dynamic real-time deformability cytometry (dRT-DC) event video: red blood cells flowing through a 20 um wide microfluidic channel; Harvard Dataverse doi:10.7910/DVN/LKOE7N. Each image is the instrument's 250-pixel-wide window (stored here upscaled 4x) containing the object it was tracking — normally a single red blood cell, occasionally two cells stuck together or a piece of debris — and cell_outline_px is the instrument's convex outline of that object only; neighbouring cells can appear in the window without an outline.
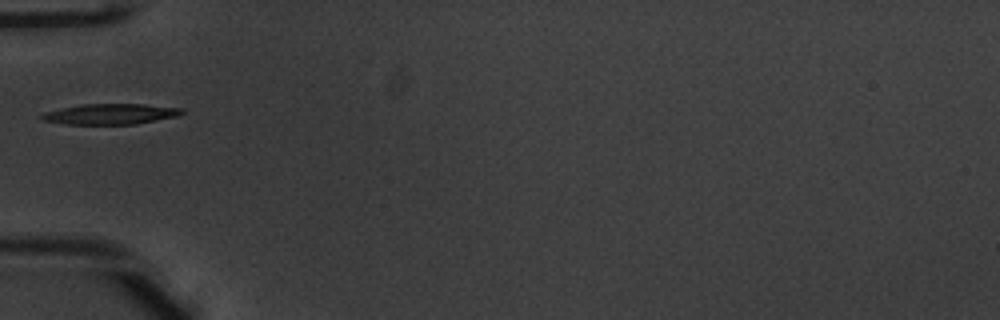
{"species": "common noctule bat (a hibernating species)", "species_latin": "Nyctalus noctula", "temperature_condition": "warm", "stored_images_in_passage": 28, "camera_frame_rate_fps": 3000, "um_per_image_px": 0.085, "animal": {"sex": "male", "body_mass_g": 20.1, "forearm_length_mm": 53.5}, "frame": {"image": 1, "passage_image": 1, "time_ms": 0.0, "image_size_px": [1000, 320], "cell_outline_px": [[184, 112], [176, 116], [136, 124], [64, 124], [44, 120], [40, 116], [44, 112], [60, 108], [84, 104], [144, 104], [184, 108]], "centroid_in_image_um": [9.4, 9.69], "position_along_channel_um": 75.6, "area_um2": 16.7}}
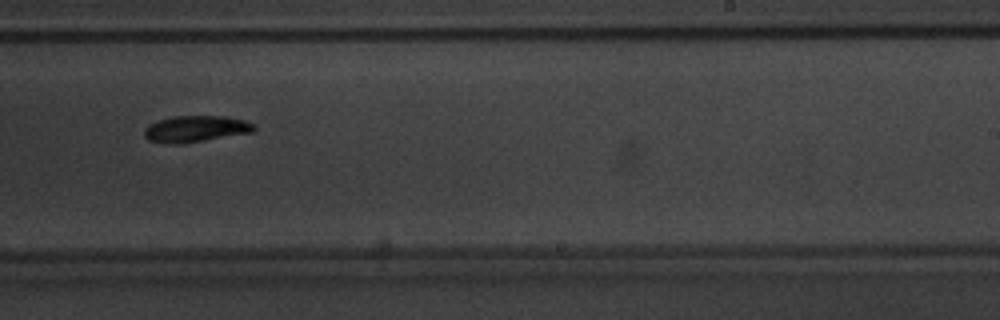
{"frame": {"image": 2, "passage_image": 16, "time_ms": 5.0, "image_size_px": [1000, 320], "cell_outline_px": [[256, 128], [252, 132], [180, 144], [172, 144], [148, 140], [144, 136], [144, 128], [148, 124], [156, 120], [172, 116], [224, 116], [244, 120], [252, 124]], "centroid_in_image_um": [16.56, 10.94], "position_along_channel_um": 272.4, "area_um2": 16.82}}
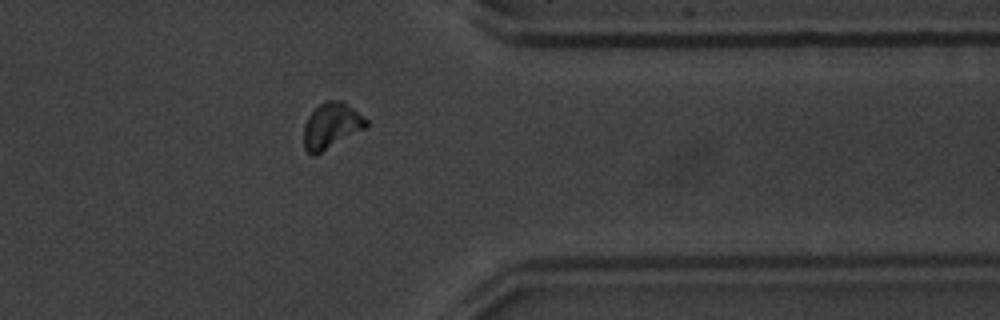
{"frame": {"image": 3, "passage_image": 25, "time_ms": 8.0, "image_size_px": [1000, 320], "cell_outline_px": [[368, 128], [316, 156], [312, 156], [304, 148], [304, 124], [308, 116], [324, 100], [344, 100], [368, 120]], "centroid_in_image_um": [28.2, 10.7], "position_along_channel_um": 383.2, "area_um2": 17.17}}